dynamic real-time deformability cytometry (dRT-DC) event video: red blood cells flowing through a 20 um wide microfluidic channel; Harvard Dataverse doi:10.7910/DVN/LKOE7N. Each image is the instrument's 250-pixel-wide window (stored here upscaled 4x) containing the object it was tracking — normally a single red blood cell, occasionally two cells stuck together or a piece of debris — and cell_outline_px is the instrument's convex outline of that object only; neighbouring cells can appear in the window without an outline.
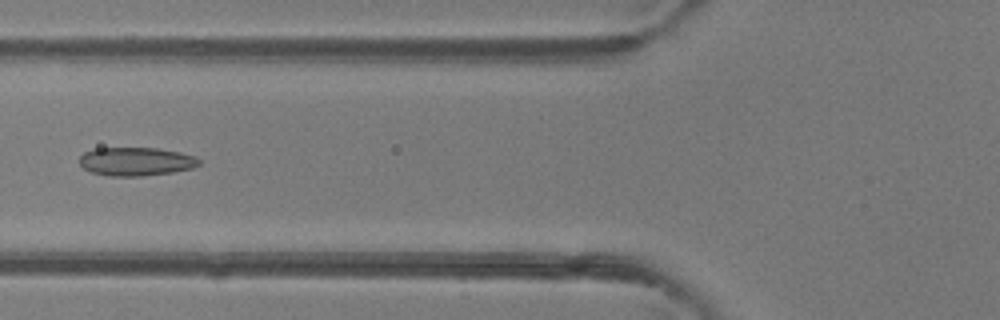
{"species": "common noctule bat (a hibernating species)", "species_latin": "Nyctalus noctula", "temperature_condition": "room temperature", "stored_images_in_passage": 5, "camera_frame_rate_fps": 3000, "um_per_image_px": 0.085, "animal": {"sex": "female"}, "frame": {"image": 1, "passage_image": 5, "time_ms": 4.333, "image_size_px": [1000, 320], "cell_outline_px": [[200, 164], [192, 168], [172, 172], [144, 176], [108, 176], [92, 172], [84, 168], [80, 164], [80, 156], [84, 152], [96, 148], [156, 148], [180, 152], [196, 156], [200, 160]], "centroid_in_image_um": [11.57, 13.73], "position_along_channel_um": 114.2, "area_um2": 19.88}}